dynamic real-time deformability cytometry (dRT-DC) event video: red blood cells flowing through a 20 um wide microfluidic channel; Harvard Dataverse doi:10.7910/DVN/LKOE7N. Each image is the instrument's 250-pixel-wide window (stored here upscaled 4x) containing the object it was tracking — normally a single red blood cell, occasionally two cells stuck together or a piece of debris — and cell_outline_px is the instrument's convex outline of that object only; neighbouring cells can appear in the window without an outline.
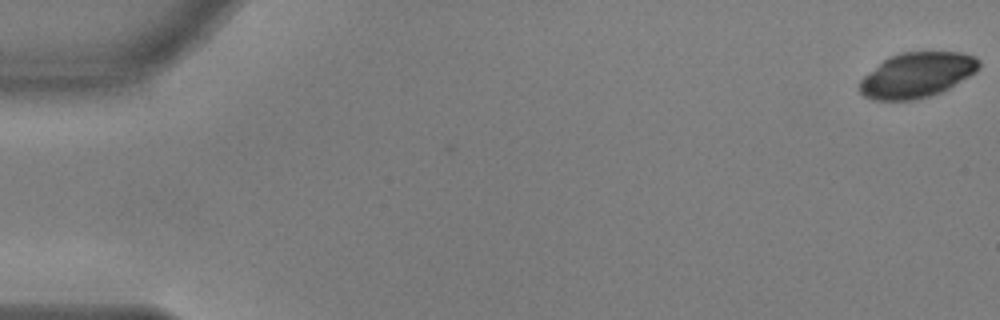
{"species": "common noctule bat (a hibernating species)", "species_latin": "Nyctalus noctula", "temperature_condition": "warm", "stored_images_in_passage": 56, "camera_frame_rate_fps": 3000, "um_per_image_px": 0.085, "animal": {"sex": "male", "body_mass_g": 17.9, "forearm_length_mm": 54.2}, "frame": {"image": 1, "passage_image": 1, "time_ms": 0.0, "image_size_px": [1000, 320], "cell_outline_px": [[980, 68], [976, 72], [948, 88], [940, 92], [916, 100], [872, 100], [864, 96], [860, 92], [860, 80], [864, 76], [888, 56], [900, 52], [960, 52], [976, 56], [980, 60]], "centroid_in_image_um": [77.95, 6.37], "position_along_channel_um": 7.1, "area_um2": 31.39}}